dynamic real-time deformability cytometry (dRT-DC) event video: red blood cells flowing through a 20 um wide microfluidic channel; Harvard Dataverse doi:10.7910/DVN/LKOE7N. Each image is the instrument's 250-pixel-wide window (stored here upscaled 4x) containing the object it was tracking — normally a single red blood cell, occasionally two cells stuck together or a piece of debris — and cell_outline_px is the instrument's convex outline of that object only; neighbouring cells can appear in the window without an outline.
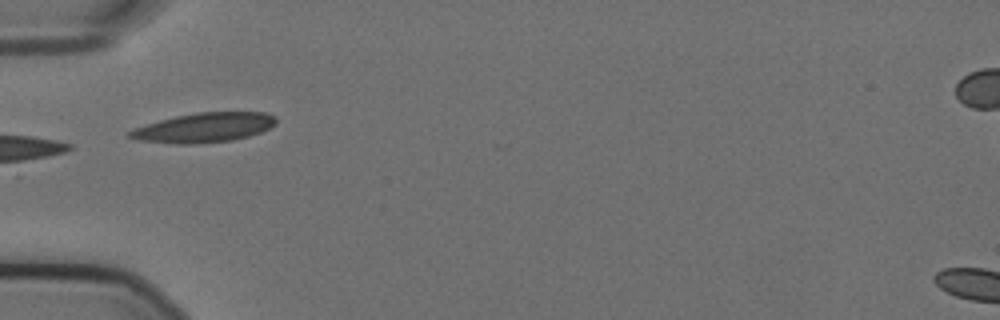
{"species": "Egyptian fruit bat (a non-hibernating species)", "species_latin": "Rousettus aegyptiacus", "temperature_condition": "cold", "stored_images_in_passage": 26, "camera_frame_rate_fps": 3000, "um_per_image_px": 0.085, "animal": {"sex": "female"}, "frame": {"image": 1, "passage_image": 1, "time_ms": 0.0, "image_size_px": [1000, 320], "cell_outline_px": [[276, 124], [260, 132], [248, 136], [232, 140], [192, 144], [176, 144], [136, 140], [124, 136], [132, 128], [160, 120], [176, 116], [196, 112], [268, 112], [276, 116]], "centroid_in_image_um": [17.3, 10.84], "position_along_channel_um": 67.7, "area_um2": 25.37}}